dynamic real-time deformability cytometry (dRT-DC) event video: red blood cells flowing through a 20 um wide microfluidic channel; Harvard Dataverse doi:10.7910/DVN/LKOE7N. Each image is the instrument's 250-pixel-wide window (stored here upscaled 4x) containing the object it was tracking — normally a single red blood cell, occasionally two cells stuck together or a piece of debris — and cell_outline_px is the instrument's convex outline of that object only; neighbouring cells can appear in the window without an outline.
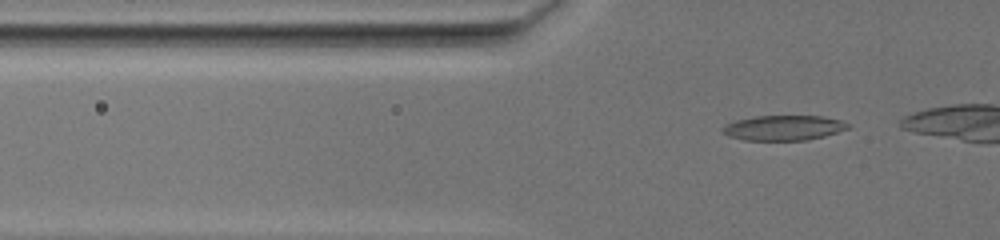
{"species": "common noctule bat (a hibernating species)", "species_latin": "Nyctalus noctula", "temperature_condition": "warm", "stored_images_in_passage": 26, "camera_frame_rate_fps": 3000, "um_per_image_px": 0.085, "animal": {"sex": "female", "body_mass_g": 19.5, "forearm_length_mm": 54.1}, "frame": {"image": 1, "passage_image": 16, "time_ms": 5.0, "image_size_px": [1000, 240], "cell_outline_px": [[852, 128], [824, 136], [804, 140], [744, 140], [728, 136], [720, 132], [720, 128], [724, 124], [736, 120], [756, 116], [820, 116], [840, 120], [852, 124]], "centroid_in_image_um": [66.59, 10.86], "position_along_channel_um": 59.2, "area_um2": 18.5}}
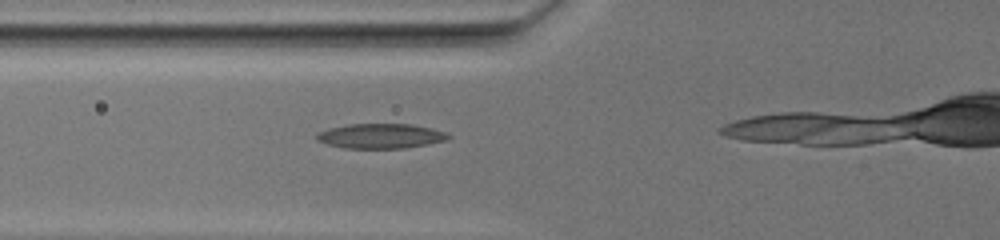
{"frame": {"image": 2, "passage_image": 21, "time_ms": 6.667, "image_size_px": [1000, 240], "cell_outline_px": [[452, 136], [448, 140], [428, 144], [404, 148], [344, 148], [328, 144], [316, 140], [316, 132], [328, 128], [348, 124], [412, 124], [432, 128], [444, 132]], "centroid_in_image_um": [32.35, 11.56], "position_along_channel_um": 93.5, "area_um2": 19.13}}
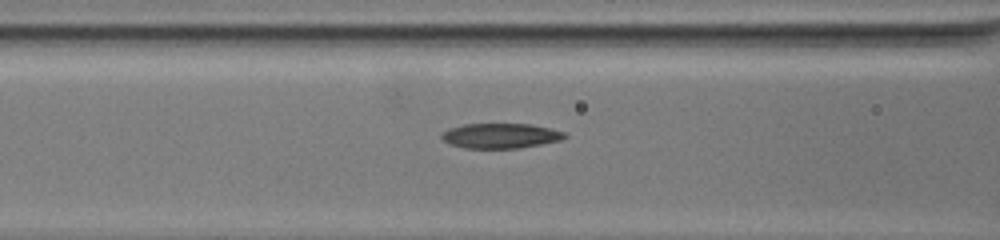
{"frame": {"image": 3, "passage_image": 24, "time_ms": 7.667, "image_size_px": [1000, 240], "cell_outline_px": [[568, 136], [560, 140], [520, 148], [464, 148], [448, 144], [440, 136], [440, 132], [448, 128], [464, 124], [532, 124], [552, 128], [564, 132]], "centroid_in_image_um": [42.51, 11.53], "position_along_channel_um": 124.1, "area_um2": 18.09}}